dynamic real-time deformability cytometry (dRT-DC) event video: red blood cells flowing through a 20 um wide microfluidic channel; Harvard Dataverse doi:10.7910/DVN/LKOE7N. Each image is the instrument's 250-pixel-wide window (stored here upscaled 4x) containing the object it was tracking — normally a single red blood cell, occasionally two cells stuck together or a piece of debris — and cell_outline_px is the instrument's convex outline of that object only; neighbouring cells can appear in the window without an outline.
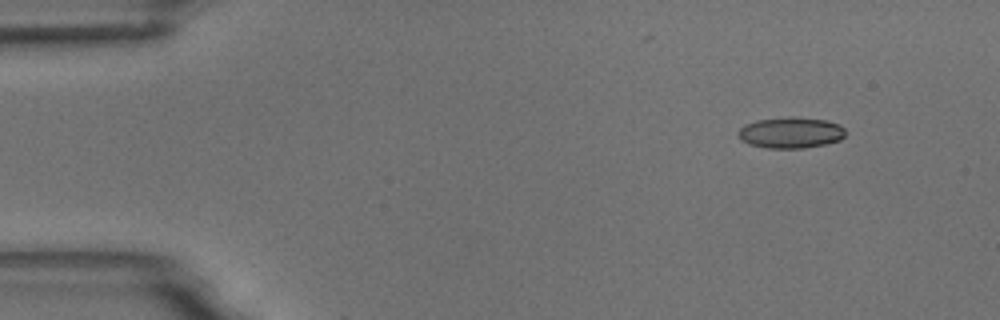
{"species": "common noctule bat (a hibernating species)", "species_latin": "Nyctalus noctula", "temperature_condition": "room temperature", "stored_images_in_passage": 4, "camera_frame_rate_fps": 3000, "um_per_image_px": 0.085, "animal": {"sex": "male", "body_mass_g": 18.8}, "frame": {"image": 1, "passage_image": 1, "time_ms": 0.0, "image_size_px": [1000, 320], "cell_outline_px": [[844, 136], [840, 140], [824, 144], [804, 148], [768, 148], [748, 144], [740, 140], [736, 132], [744, 124], [756, 120], [788, 116], [828, 120], [840, 124], [844, 128]], "centroid_in_image_um": [67.18, 11.26], "position_along_channel_um": 17.8, "area_um2": 19.65}}
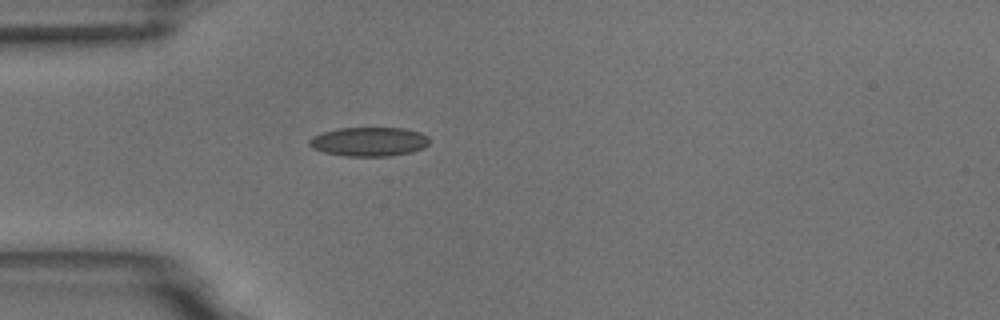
{"frame": {"image": 2, "passage_image": 4, "time_ms": 3.333, "image_size_px": [1000, 320], "cell_outline_px": [[428, 144], [424, 148], [412, 152], [388, 156], [344, 156], [324, 152], [312, 148], [308, 144], [308, 140], [312, 136], [324, 132], [340, 128], [404, 128], [420, 132], [428, 136]], "centroid_in_image_um": [31.36, 12.04], "position_along_channel_um": 53.6, "area_um2": 20.4}}